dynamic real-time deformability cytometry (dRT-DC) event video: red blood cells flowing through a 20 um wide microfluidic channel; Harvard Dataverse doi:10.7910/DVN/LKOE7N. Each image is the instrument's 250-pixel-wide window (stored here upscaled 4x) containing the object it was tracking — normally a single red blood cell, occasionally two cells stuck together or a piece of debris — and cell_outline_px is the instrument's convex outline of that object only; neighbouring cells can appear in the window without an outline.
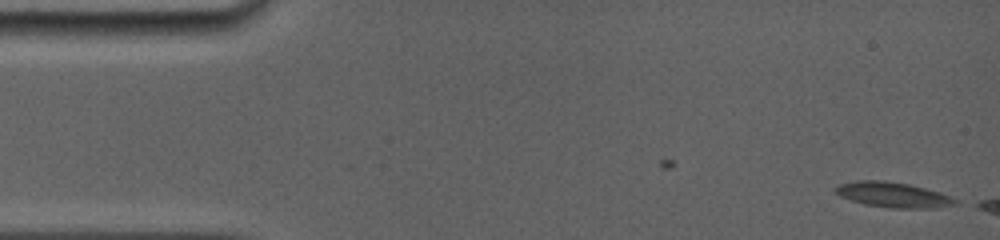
{"species": "common noctule bat (a hibernating species)", "species_latin": "Nyctalus noctula", "temperature_condition": "room temperature", "stored_images_in_passage": 67, "camera_frame_rate_fps": 5000, "um_per_image_px": 0.085, "animal": {"sex": "female", "body_mass_g": 19.0, "forearm_length_mm": 56.7}, "frame": {"image": 1, "passage_image": 1, "time_ms": 0.0, "image_size_px": [1000, 240], "cell_outline_px": [[960, 204], [936, 208], [888, 208], [864, 204], [840, 196], [832, 188], [840, 184], [856, 180], [884, 180], [908, 184], [940, 192], [960, 200]], "centroid_in_image_um": [75.95, 16.56], "position_along_channel_um": 9.0, "area_um2": 17.8}}
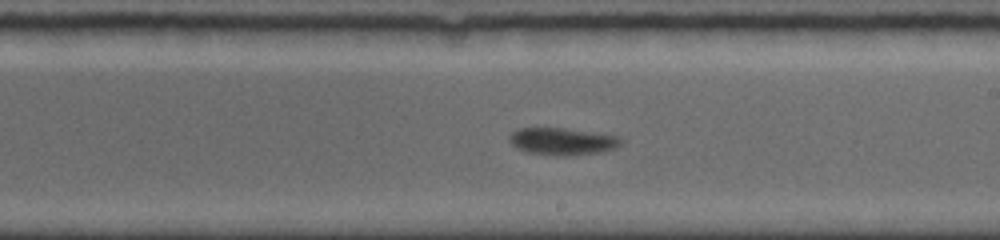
{"frame": {"image": 2, "passage_image": 32, "time_ms": 9.0, "image_size_px": [1000, 240], "cell_outline_px": [[624, 140], [616, 148], [600, 152], [568, 156], [556, 156], [524, 152], [516, 148], [508, 140], [508, 136], [512, 132], [520, 128], [564, 128], [620, 136]], "centroid_in_image_um": [47.79, 12.02], "position_along_channel_um": 241.2, "area_um2": 17.92}}
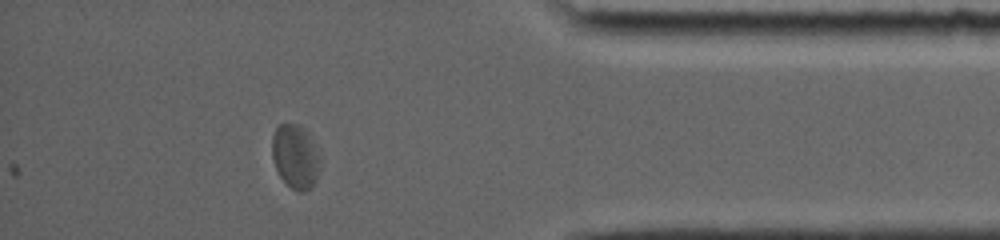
{"frame": {"image": 3, "passage_image": 67, "time_ms": 13.8, "image_size_px": [1000, 240], "cell_outline_px": [[320, 168], [316, 180], [312, 188], [304, 192], [300, 192], [292, 188], [280, 176], [276, 168], [272, 156], [272, 136], [276, 128], [280, 124], [296, 124], [304, 128], [308, 132], [320, 160]], "centroid_in_image_um": [25.11, 13.32], "position_along_channel_um": 410.1, "area_um2": 17.8}, "authors_computed_cell_mechanics": {"area_um2": 17.1088, "velocity_mm_per_s": 3.884, "shape_relaxation_time_tau1_ms": null, "shape_relaxation_time_tau2_ms": 2.1399, "deformation_change_tau1": null, "deformation_change_tau2": 0.021}}